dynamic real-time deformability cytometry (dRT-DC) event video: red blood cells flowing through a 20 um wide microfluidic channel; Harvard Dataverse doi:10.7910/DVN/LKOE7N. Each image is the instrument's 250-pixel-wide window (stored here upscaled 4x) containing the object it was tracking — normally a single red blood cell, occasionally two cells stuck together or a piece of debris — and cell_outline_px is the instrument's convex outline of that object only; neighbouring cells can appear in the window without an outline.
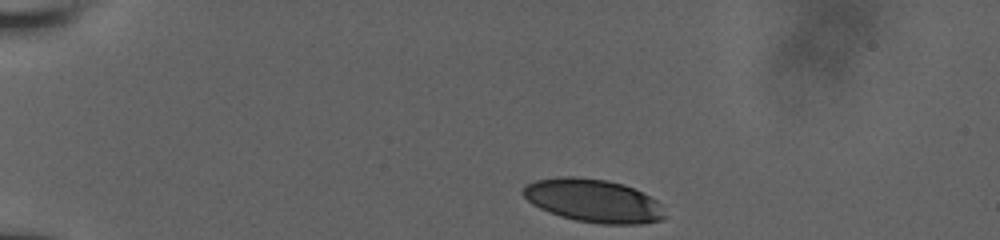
{"species": "human", "species_latin": "Homo sapiens", "temperature_condition": "room temperature", "stored_images_in_passage": 37, "camera_frame_rate_fps": 3000, "um_per_image_px": 0.085, "donor": {"sex": "male"}, "frame": {"image": 1, "passage_image": 1, "time_ms": 0.0, "image_size_px": [1000, 240], "cell_outline_px": [[668, 216], [660, 220], [640, 224], [600, 224], [576, 220], [560, 216], [548, 212], [532, 204], [524, 196], [524, 188], [528, 184], [536, 180], [560, 176], [576, 176], [608, 180], [624, 184], [656, 200]], "centroid_in_image_um": [50.44, 17.06], "position_along_channel_um": 34.6, "area_um2": 35.55}}
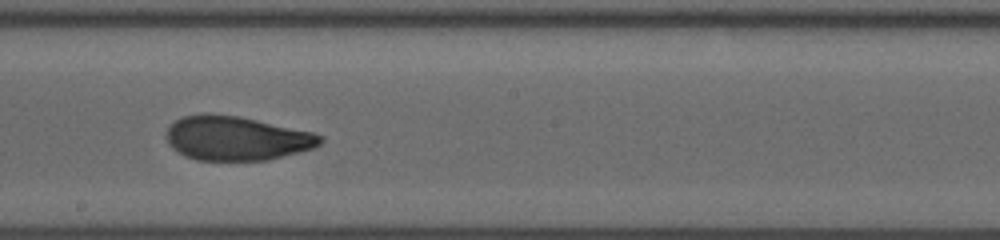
{"frame": {"image": 2, "passage_image": 22, "time_ms": 7.0, "image_size_px": [1000, 240], "cell_outline_px": [[324, 140], [316, 148], [268, 160], [196, 160], [184, 156], [176, 152], [168, 144], [168, 128], [176, 120], [184, 116], [236, 116], [256, 120], [312, 132], [324, 136]], "centroid_in_image_um": [20.16, 11.8], "position_along_channel_um": 228.0, "area_um2": 38.9}}
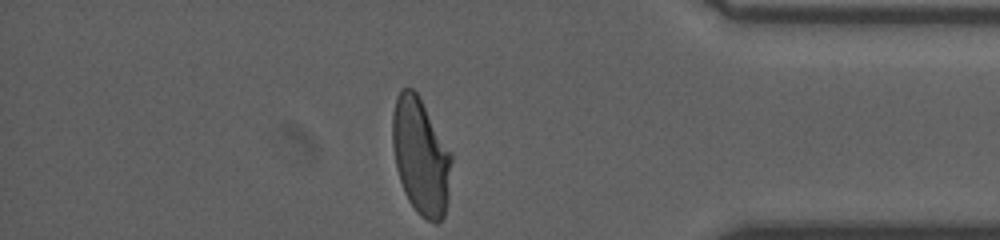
{"frame": {"image": 3, "passage_image": 37, "time_ms": 12.0, "image_size_px": [1000, 240], "cell_outline_px": [[452, 160], [448, 200], [444, 216], [436, 224], [420, 216], [416, 212], [408, 200], [404, 192], [396, 168], [392, 144], [392, 112], [396, 96], [400, 88], [412, 88], [416, 92], [452, 156]], "centroid_in_image_um": [35.74, 13.32], "position_along_channel_um": 399.5, "area_um2": 39.88}, "authors_computed_cell_mechanics": {"area_um2": 39.8242, "velocity_mm_per_s": 3.8916, "shape_relaxation_time_tau1_ms": null, "shape_relaxation_time_tau2_ms": 1.3528, "deformation_change_tau1": null, "deformation_change_tau2": 0.0772}}